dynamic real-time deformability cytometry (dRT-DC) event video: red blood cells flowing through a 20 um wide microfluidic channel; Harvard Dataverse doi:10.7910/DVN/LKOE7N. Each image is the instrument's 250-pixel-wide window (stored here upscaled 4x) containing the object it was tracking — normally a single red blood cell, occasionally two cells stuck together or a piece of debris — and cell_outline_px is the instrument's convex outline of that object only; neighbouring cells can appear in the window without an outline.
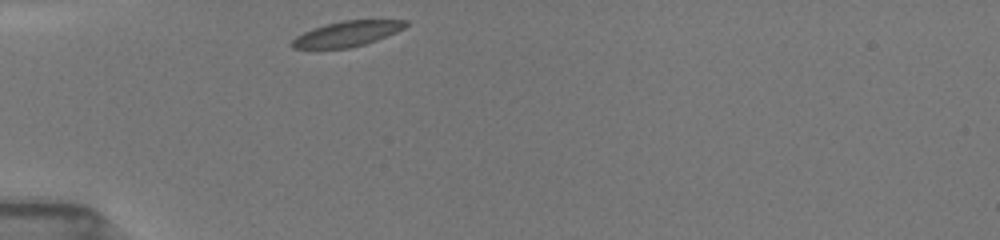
{"species": "common noctule bat (a hibernating species)", "species_latin": "Nyctalus noctula", "temperature_condition": "room temperature", "stored_images_in_passage": 6, "camera_frame_rate_fps": 3000, "um_per_image_px": 0.085, "animal": {"sex": "female", "body_mass_g": 19.5, "forearm_length_mm": 54.1}, "frame": {"image": 1, "passage_image": 1, "time_ms": 0.0, "image_size_px": [1000, 240], "cell_outline_px": [[408, 24], [404, 28], [396, 32], [376, 40], [364, 44], [348, 48], [316, 52], [292, 48], [288, 44], [296, 36], [304, 32], [328, 24], [344, 20], [408, 20]], "centroid_in_image_um": [29.39, 2.93], "position_along_channel_um": 55.6, "area_um2": 17.28}}
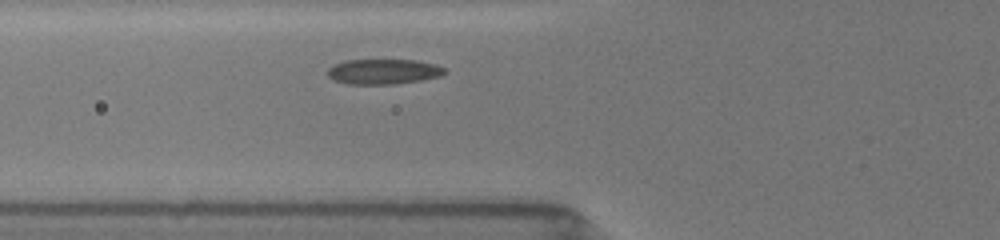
{"frame": {"image": 2, "passage_image": 4, "time_ms": 1.333, "image_size_px": [1000, 240], "cell_outline_px": [[448, 72], [440, 76], [420, 80], [396, 84], [348, 84], [332, 80], [328, 76], [328, 68], [336, 64], [348, 60], [416, 60], [436, 64], [448, 68]], "centroid_in_image_um": [32.64, 6.09], "position_along_channel_um": 93.2, "area_um2": 17.28}}